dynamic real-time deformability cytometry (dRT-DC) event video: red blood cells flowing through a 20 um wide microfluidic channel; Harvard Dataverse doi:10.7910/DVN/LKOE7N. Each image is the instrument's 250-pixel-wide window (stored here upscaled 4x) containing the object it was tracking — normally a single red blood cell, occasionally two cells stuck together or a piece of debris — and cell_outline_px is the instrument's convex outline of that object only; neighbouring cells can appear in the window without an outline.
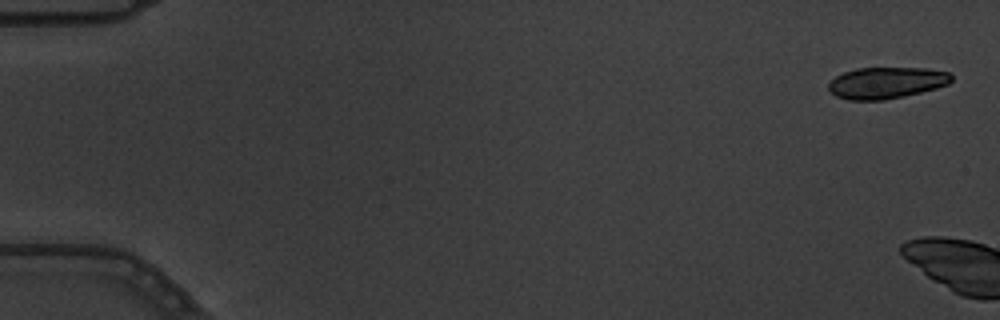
{"species": "common noctule bat (a hibernating species)", "species_latin": "Nyctalus noctula", "temperature_condition": "warm", "stored_images_in_passage": 2, "camera_frame_rate_fps": 3000, "um_per_image_px": 0.085, "animal": {"sex": "male", "body_mass_g": 19.5, "forearm_length_mm": 54.6}, "frame": {"image": 1, "passage_image": 1, "time_ms": 0.0, "image_size_px": [1000, 320], "cell_outline_px": [[952, 80], [948, 84], [936, 88], [904, 96], [884, 100], [848, 100], [836, 96], [828, 88], [828, 84], [836, 76], [844, 72], [856, 68], [928, 68], [948, 72], [952, 76]], "centroid_in_image_um": [75.34, 7.03], "position_along_channel_um": 9.7, "area_um2": 22.48}}